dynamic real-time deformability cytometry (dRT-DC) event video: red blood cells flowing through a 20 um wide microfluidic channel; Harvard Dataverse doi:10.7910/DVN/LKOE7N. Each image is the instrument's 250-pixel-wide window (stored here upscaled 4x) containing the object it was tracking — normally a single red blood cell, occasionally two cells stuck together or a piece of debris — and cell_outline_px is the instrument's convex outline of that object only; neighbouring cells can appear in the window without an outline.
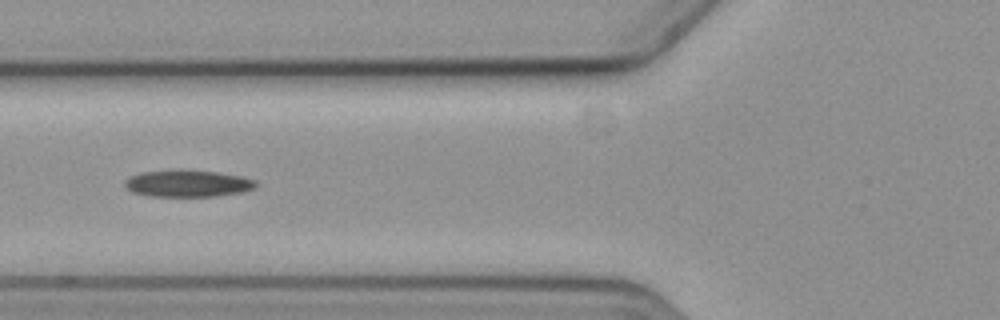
{"species": "common noctule bat (a hibernating species)", "species_latin": "Nyctalus noctula", "temperature_condition": "cold", "stored_images_in_passage": 6, "camera_frame_rate_fps": 3000, "um_per_image_px": 0.085, "animal": {"sex": "female", "body_mass_g": 19.3, "forearm_length_mm": 54.1}, "frame": {"image": 1, "passage_image": 6, "time_ms": 6.0, "image_size_px": [1000, 320], "cell_outline_px": [[260, 184], [256, 188], [244, 192], [216, 196], [148, 196], [132, 192], [124, 184], [124, 180], [132, 176], [144, 172], [180, 168], [216, 172], [244, 176], [256, 180]], "centroid_in_image_um": [16.03, 15.58], "position_along_channel_um": 109.8, "area_um2": 20.98}}